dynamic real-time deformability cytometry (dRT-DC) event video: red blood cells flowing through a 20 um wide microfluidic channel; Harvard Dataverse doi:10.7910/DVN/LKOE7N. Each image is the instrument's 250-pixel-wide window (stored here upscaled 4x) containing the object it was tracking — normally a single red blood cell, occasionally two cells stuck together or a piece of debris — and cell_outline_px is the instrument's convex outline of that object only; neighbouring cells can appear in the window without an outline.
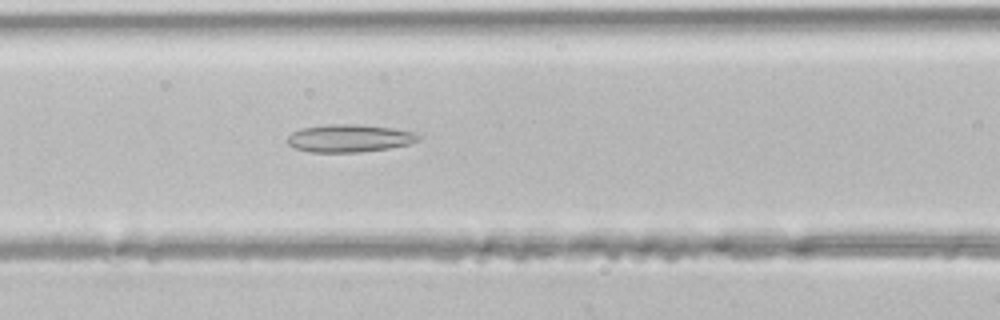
{"species": "common noctule bat (a hibernating species)", "species_latin": "Nyctalus noctula", "temperature_condition": "room temperature", "stored_images_in_passage": 40, "camera_frame_rate_fps": 3000, "um_per_image_px": 0.085, "animal": {"sex": "male", "body_mass_g": 21.5, "forearm_length_mm": 52.0}, "frame": {"image": 1, "passage_image": 15, "time_ms": 4.667, "image_size_px": [1000, 320], "cell_outline_px": [[420, 140], [408, 144], [388, 148], [360, 152], [308, 152], [296, 148], [288, 144], [284, 140], [292, 132], [304, 128], [324, 124], [360, 124], [392, 128], [416, 132], [420, 136]], "centroid_in_image_um": [29.68, 11.74], "position_along_channel_um": 136.9, "area_um2": 21.27}}
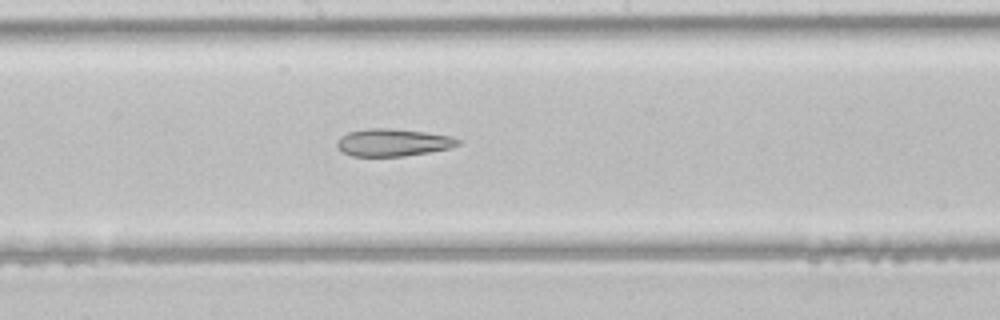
{"frame": {"image": 2, "passage_image": 20, "time_ms": 6.333, "image_size_px": [1000, 320], "cell_outline_px": [[460, 144], [452, 148], [404, 156], [352, 156], [344, 152], [336, 144], [336, 140], [340, 136], [348, 132], [368, 128], [384, 128], [424, 132], [452, 136], [460, 140]], "centroid_in_image_um": [33.41, 12.11], "position_along_channel_um": 214.8, "area_um2": 19.25}}
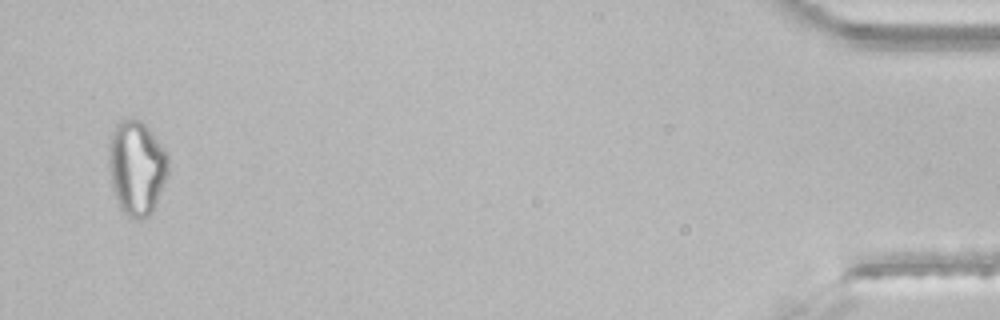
{"frame": {"image": 3, "passage_image": 39, "time_ms": 12.667, "image_size_px": [1000, 320], "cell_outline_px": [[168, 176], [156, 204], [152, 212], [148, 216], [140, 220], [132, 220], [120, 208], [116, 200], [108, 172], [108, 144], [112, 132], [116, 124], [120, 120], [140, 120], [148, 128], [168, 156]], "centroid_in_image_um": [11.59, 14.3], "position_along_channel_um": 423.6, "area_um2": 32.95}}